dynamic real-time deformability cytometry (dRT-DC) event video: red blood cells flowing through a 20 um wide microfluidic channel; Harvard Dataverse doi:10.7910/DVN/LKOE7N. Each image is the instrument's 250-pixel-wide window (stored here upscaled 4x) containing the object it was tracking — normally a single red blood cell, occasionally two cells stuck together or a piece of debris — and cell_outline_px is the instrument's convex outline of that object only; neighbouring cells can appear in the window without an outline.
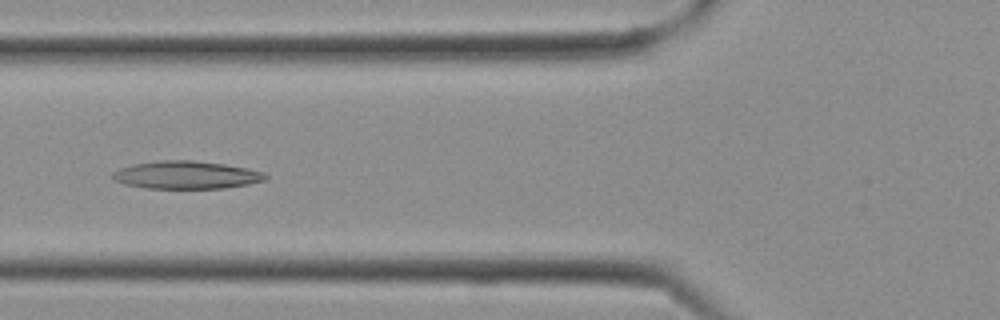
{"species": "Egyptian fruit bat (a non-hibernating species)", "species_latin": "Rousettus aegyptiacus", "temperature_condition": "cold", "stored_images_in_passage": 13, "camera_frame_rate_fps": 3000, "um_per_image_px": 0.085, "frame": {"image": 1, "passage_image": 10, "time_ms": 3.0, "image_size_px": [1000, 320], "cell_outline_px": [[268, 180], [248, 184], [224, 188], [148, 188], [124, 184], [116, 180], [112, 176], [112, 172], [120, 168], [132, 164], [160, 160], [192, 160], [224, 164], [248, 168], [264, 172], [268, 176]], "centroid_in_image_um": [15.87, 14.86], "position_along_channel_um": 109.9, "area_um2": 24.8}}
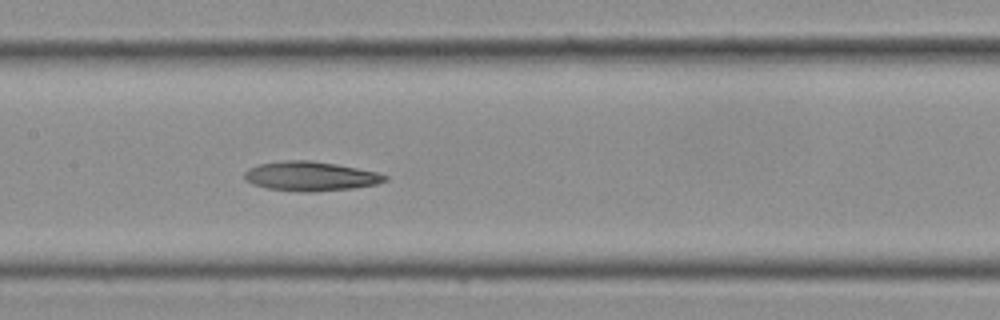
{"frame": {"image": 2, "passage_image": 13, "time_ms": 4.0, "image_size_px": [1000, 320], "cell_outline_px": [[388, 180], [376, 184], [352, 188], [308, 192], [304, 192], [268, 188], [252, 184], [244, 180], [244, 172], [248, 168], [260, 164], [284, 160], [312, 160], [336, 164], [376, 172], [388, 176]], "centroid_in_image_um": [26.36, 14.97], "position_along_channel_um": 181.0, "area_um2": 23.93}}